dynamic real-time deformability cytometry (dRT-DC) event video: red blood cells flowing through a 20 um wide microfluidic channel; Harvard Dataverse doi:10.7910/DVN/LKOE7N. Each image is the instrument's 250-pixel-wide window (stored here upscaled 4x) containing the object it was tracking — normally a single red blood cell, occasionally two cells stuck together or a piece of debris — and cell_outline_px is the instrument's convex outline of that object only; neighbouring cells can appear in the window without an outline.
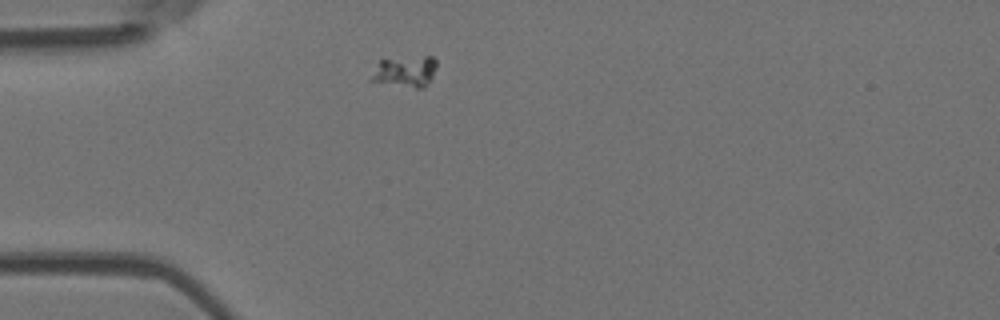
{"species": "Egyptian fruit bat (a non-hibernating species)", "species_latin": "Rousettus aegyptiacus", "temperature_condition": "room temperature", "stored_images_in_passage": 2, "camera_frame_rate_fps": 3000, "um_per_image_px": 0.085, "animal": {"sex": "female"}, "frame": {"image": 1, "passage_image": 1, "time_ms": 0.0, "image_size_px": [1000, 320], "cell_outline_px": [[436, 64], [432, 76], [424, 88], [416, 88], [368, 80], [380, 60], [424, 56], [432, 56], [436, 60]], "centroid_in_image_um": [34.44, 6.07], "position_along_channel_um": 50.6, "area_um2": 11.56}}